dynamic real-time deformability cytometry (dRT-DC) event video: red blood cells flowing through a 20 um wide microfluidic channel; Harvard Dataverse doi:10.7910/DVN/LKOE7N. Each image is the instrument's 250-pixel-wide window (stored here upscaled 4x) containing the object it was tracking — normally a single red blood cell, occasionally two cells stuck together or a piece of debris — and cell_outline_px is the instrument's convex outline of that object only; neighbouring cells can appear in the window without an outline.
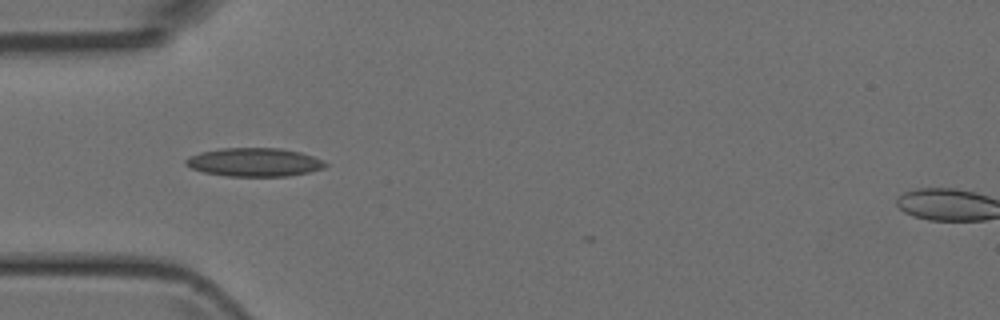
{"species": "Egyptian fruit bat (a non-hibernating species)", "species_latin": "Rousettus aegyptiacus", "temperature_condition": "room temperature", "stored_images_in_passage": 3, "camera_frame_rate_fps": 3000, "um_per_image_px": 0.085, "animal": {"sex": "female"}, "frame": {"image": 1, "passage_image": 2, "time_ms": 1.333, "image_size_px": [1000, 320], "cell_outline_px": [[328, 164], [324, 168], [308, 172], [288, 176], [224, 176], [204, 172], [192, 168], [184, 164], [184, 160], [188, 156], [200, 152], [220, 148], [280, 148], [300, 152], [324, 160]], "centroid_in_image_um": [21.6, 13.78], "position_along_channel_um": 63.4, "area_um2": 23.29}}